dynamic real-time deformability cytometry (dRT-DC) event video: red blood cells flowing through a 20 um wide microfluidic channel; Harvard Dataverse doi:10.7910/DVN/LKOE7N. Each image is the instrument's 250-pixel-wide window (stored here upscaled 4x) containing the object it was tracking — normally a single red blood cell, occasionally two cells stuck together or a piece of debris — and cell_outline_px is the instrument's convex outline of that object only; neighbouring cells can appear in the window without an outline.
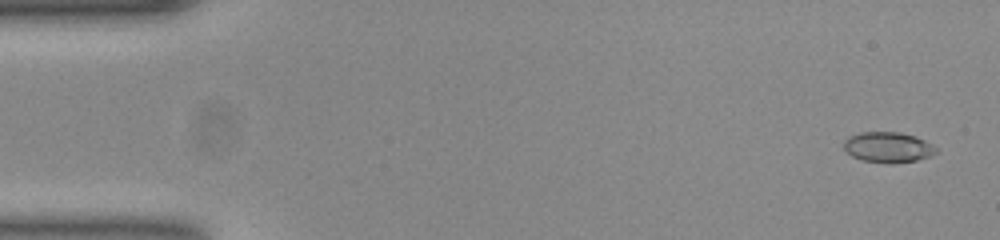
{"species": "common noctule bat (a hibernating species)", "species_latin": "Nyctalus noctula", "temperature_condition": "room temperature", "stored_images_in_passage": 53, "camera_frame_rate_fps": 3000, "um_per_image_px": 0.085, "animal": {"sex": "female", "body_mass_g": 23.0, "forearm_length_mm": 53.4}, "frame": {"image": 1, "passage_image": 2, "time_ms": 0.333, "image_size_px": [1000, 240], "cell_outline_px": [[936, 152], [932, 156], [916, 160], [860, 160], [852, 156], [844, 148], [844, 140], [848, 136], [860, 132], [900, 132], [916, 136], [932, 144], [936, 148]], "centroid_in_image_um": [75.47, 12.45], "position_along_channel_um": 9.5, "area_um2": 15.72}}
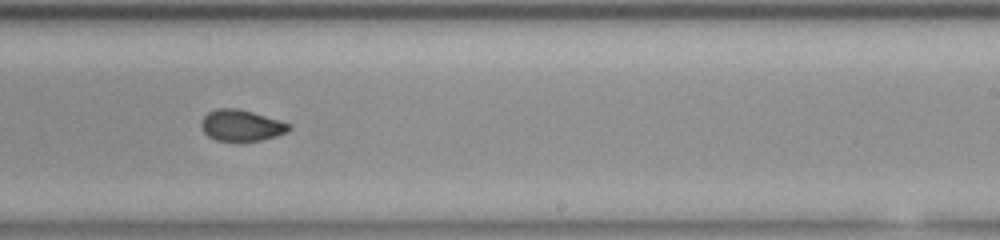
{"frame": {"image": 2, "passage_image": 32, "time_ms": 10.333, "image_size_px": [1000, 240], "cell_outline_px": [[292, 124], [284, 132], [276, 136], [260, 140], [216, 140], [208, 136], [204, 132], [200, 124], [200, 120], [208, 112], [216, 108], [236, 108], [252, 112]], "centroid_in_image_um": [20.46, 10.64], "position_along_channel_um": 268.5, "area_um2": 15.66}}
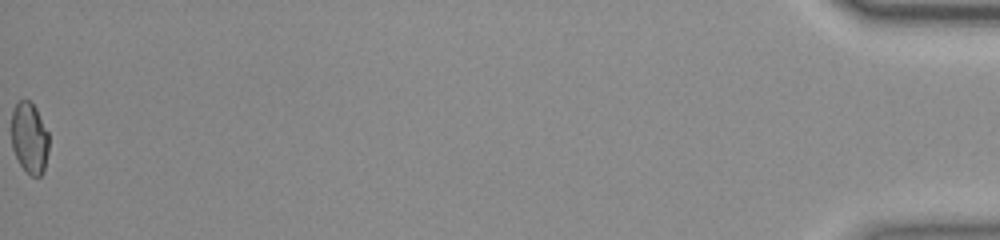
{"frame": {"image": 3, "passage_image": 53, "time_ms": 17.333, "image_size_px": [1000, 240], "cell_outline_px": [[48, 152], [44, 172], [40, 176], [32, 176], [20, 164], [12, 148], [12, 108], [20, 100], [28, 100], [36, 108], [48, 132]], "centroid_in_image_um": [2.51, 11.73], "position_along_channel_um": 432.7, "area_um2": 15.43}, "authors_computed_cell_mechanics": {"area_um2": 16.2996, "velocity_mm_per_s": 3.8718, "shape_relaxation_time_tau1_ms": 8.3549, "shape_relaxation_time_tau2_ms": 1.89, "deformation_change_tau1": 0.1668, "deformation_change_tau2": 0.0502}}